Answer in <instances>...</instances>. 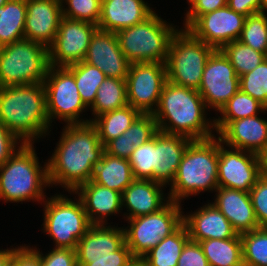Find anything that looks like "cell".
I'll use <instances>...</instances> for the list:
<instances>
[{
    "label": "cell",
    "mask_w": 267,
    "mask_h": 266,
    "mask_svg": "<svg viewBox=\"0 0 267 266\" xmlns=\"http://www.w3.org/2000/svg\"><path fill=\"white\" fill-rule=\"evenodd\" d=\"M145 0H102L98 29L117 33L144 21L155 10Z\"/></svg>",
    "instance_id": "obj_26"
},
{
    "label": "cell",
    "mask_w": 267,
    "mask_h": 266,
    "mask_svg": "<svg viewBox=\"0 0 267 266\" xmlns=\"http://www.w3.org/2000/svg\"><path fill=\"white\" fill-rule=\"evenodd\" d=\"M218 136L192 140L186 148L174 181L167 190L169 199L181 203L218 187Z\"/></svg>",
    "instance_id": "obj_5"
},
{
    "label": "cell",
    "mask_w": 267,
    "mask_h": 266,
    "mask_svg": "<svg viewBox=\"0 0 267 266\" xmlns=\"http://www.w3.org/2000/svg\"><path fill=\"white\" fill-rule=\"evenodd\" d=\"M40 252L41 266H78L76 250L71 248H51Z\"/></svg>",
    "instance_id": "obj_44"
},
{
    "label": "cell",
    "mask_w": 267,
    "mask_h": 266,
    "mask_svg": "<svg viewBox=\"0 0 267 266\" xmlns=\"http://www.w3.org/2000/svg\"><path fill=\"white\" fill-rule=\"evenodd\" d=\"M217 136L230 148L261 156L267 148V119L259 114L231 121Z\"/></svg>",
    "instance_id": "obj_22"
},
{
    "label": "cell",
    "mask_w": 267,
    "mask_h": 266,
    "mask_svg": "<svg viewBox=\"0 0 267 266\" xmlns=\"http://www.w3.org/2000/svg\"><path fill=\"white\" fill-rule=\"evenodd\" d=\"M98 26L62 17L53 43L48 47L49 65L66 67L82 62Z\"/></svg>",
    "instance_id": "obj_15"
},
{
    "label": "cell",
    "mask_w": 267,
    "mask_h": 266,
    "mask_svg": "<svg viewBox=\"0 0 267 266\" xmlns=\"http://www.w3.org/2000/svg\"><path fill=\"white\" fill-rule=\"evenodd\" d=\"M183 13L182 29H188L201 15L227 6V0H192Z\"/></svg>",
    "instance_id": "obj_43"
},
{
    "label": "cell",
    "mask_w": 267,
    "mask_h": 266,
    "mask_svg": "<svg viewBox=\"0 0 267 266\" xmlns=\"http://www.w3.org/2000/svg\"><path fill=\"white\" fill-rule=\"evenodd\" d=\"M239 88L267 108V58L255 69L239 77Z\"/></svg>",
    "instance_id": "obj_38"
},
{
    "label": "cell",
    "mask_w": 267,
    "mask_h": 266,
    "mask_svg": "<svg viewBox=\"0 0 267 266\" xmlns=\"http://www.w3.org/2000/svg\"><path fill=\"white\" fill-rule=\"evenodd\" d=\"M256 220L260 228H267V175L262 174L250 190Z\"/></svg>",
    "instance_id": "obj_42"
},
{
    "label": "cell",
    "mask_w": 267,
    "mask_h": 266,
    "mask_svg": "<svg viewBox=\"0 0 267 266\" xmlns=\"http://www.w3.org/2000/svg\"><path fill=\"white\" fill-rule=\"evenodd\" d=\"M179 29L154 11L144 21L122 29L116 35L120 49L130 63L165 64L171 40Z\"/></svg>",
    "instance_id": "obj_6"
},
{
    "label": "cell",
    "mask_w": 267,
    "mask_h": 266,
    "mask_svg": "<svg viewBox=\"0 0 267 266\" xmlns=\"http://www.w3.org/2000/svg\"><path fill=\"white\" fill-rule=\"evenodd\" d=\"M243 266H267V228L240 234Z\"/></svg>",
    "instance_id": "obj_36"
},
{
    "label": "cell",
    "mask_w": 267,
    "mask_h": 266,
    "mask_svg": "<svg viewBox=\"0 0 267 266\" xmlns=\"http://www.w3.org/2000/svg\"><path fill=\"white\" fill-rule=\"evenodd\" d=\"M167 187L153 180L135 179L121 194L123 218L132 219L155 213L169 201Z\"/></svg>",
    "instance_id": "obj_20"
},
{
    "label": "cell",
    "mask_w": 267,
    "mask_h": 266,
    "mask_svg": "<svg viewBox=\"0 0 267 266\" xmlns=\"http://www.w3.org/2000/svg\"><path fill=\"white\" fill-rule=\"evenodd\" d=\"M68 194L70 197L56 193L41 204L44 213L41 231L53 240L54 248L76 250L78 241L92 224L80 198L77 195L72 197L71 191Z\"/></svg>",
    "instance_id": "obj_7"
},
{
    "label": "cell",
    "mask_w": 267,
    "mask_h": 266,
    "mask_svg": "<svg viewBox=\"0 0 267 266\" xmlns=\"http://www.w3.org/2000/svg\"><path fill=\"white\" fill-rule=\"evenodd\" d=\"M158 132L157 122L153 114H140L127 129V136L134 147L148 142Z\"/></svg>",
    "instance_id": "obj_41"
},
{
    "label": "cell",
    "mask_w": 267,
    "mask_h": 266,
    "mask_svg": "<svg viewBox=\"0 0 267 266\" xmlns=\"http://www.w3.org/2000/svg\"><path fill=\"white\" fill-rule=\"evenodd\" d=\"M0 122L23 144L50 136L44 84L0 87Z\"/></svg>",
    "instance_id": "obj_3"
},
{
    "label": "cell",
    "mask_w": 267,
    "mask_h": 266,
    "mask_svg": "<svg viewBox=\"0 0 267 266\" xmlns=\"http://www.w3.org/2000/svg\"><path fill=\"white\" fill-rule=\"evenodd\" d=\"M227 6L246 17L260 12V0H227Z\"/></svg>",
    "instance_id": "obj_50"
},
{
    "label": "cell",
    "mask_w": 267,
    "mask_h": 266,
    "mask_svg": "<svg viewBox=\"0 0 267 266\" xmlns=\"http://www.w3.org/2000/svg\"><path fill=\"white\" fill-rule=\"evenodd\" d=\"M260 13L267 15V0H260Z\"/></svg>",
    "instance_id": "obj_54"
},
{
    "label": "cell",
    "mask_w": 267,
    "mask_h": 266,
    "mask_svg": "<svg viewBox=\"0 0 267 266\" xmlns=\"http://www.w3.org/2000/svg\"><path fill=\"white\" fill-rule=\"evenodd\" d=\"M134 149V144L128 139L127 130L123 133V135H120L118 138L109 141L104 146L105 153L114 157L125 159L130 157Z\"/></svg>",
    "instance_id": "obj_47"
},
{
    "label": "cell",
    "mask_w": 267,
    "mask_h": 266,
    "mask_svg": "<svg viewBox=\"0 0 267 266\" xmlns=\"http://www.w3.org/2000/svg\"><path fill=\"white\" fill-rule=\"evenodd\" d=\"M128 161L135 179L153 180L154 137L135 148Z\"/></svg>",
    "instance_id": "obj_40"
},
{
    "label": "cell",
    "mask_w": 267,
    "mask_h": 266,
    "mask_svg": "<svg viewBox=\"0 0 267 266\" xmlns=\"http://www.w3.org/2000/svg\"><path fill=\"white\" fill-rule=\"evenodd\" d=\"M16 245L12 259L15 266H41L40 249L36 245Z\"/></svg>",
    "instance_id": "obj_46"
},
{
    "label": "cell",
    "mask_w": 267,
    "mask_h": 266,
    "mask_svg": "<svg viewBox=\"0 0 267 266\" xmlns=\"http://www.w3.org/2000/svg\"><path fill=\"white\" fill-rule=\"evenodd\" d=\"M4 266H15L14 260L11 258V260L8 263H6Z\"/></svg>",
    "instance_id": "obj_55"
},
{
    "label": "cell",
    "mask_w": 267,
    "mask_h": 266,
    "mask_svg": "<svg viewBox=\"0 0 267 266\" xmlns=\"http://www.w3.org/2000/svg\"><path fill=\"white\" fill-rule=\"evenodd\" d=\"M263 173L267 175V148L261 155Z\"/></svg>",
    "instance_id": "obj_53"
},
{
    "label": "cell",
    "mask_w": 267,
    "mask_h": 266,
    "mask_svg": "<svg viewBox=\"0 0 267 266\" xmlns=\"http://www.w3.org/2000/svg\"><path fill=\"white\" fill-rule=\"evenodd\" d=\"M34 145H20L0 166V201L3 203L42 204L48 197L46 190L51 187L47 160L40 163Z\"/></svg>",
    "instance_id": "obj_4"
},
{
    "label": "cell",
    "mask_w": 267,
    "mask_h": 266,
    "mask_svg": "<svg viewBox=\"0 0 267 266\" xmlns=\"http://www.w3.org/2000/svg\"><path fill=\"white\" fill-rule=\"evenodd\" d=\"M84 62L100 69L106 77L126 79L130 62L120 49L114 32L97 29L91 37Z\"/></svg>",
    "instance_id": "obj_17"
},
{
    "label": "cell",
    "mask_w": 267,
    "mask_h": 266,
    "mask_svg": "<svg viewBox=\"0 0 267 266\" xmlns=\"http://www.w3.org/2000/svg\"><path fill=\"white\" fill-rule=\"evenodd\" d=\"M126 266H147L143 258L134 257Z\"/></svg>",
    "instance_id": "obj_52"
},
{
    "label": "cell",
    "mask_w": 267,
    "mask_h": 266,
    "mask_svg": "<svg viewBox=\"0 0 267 266\" xmlns=\"http://www.w3.org/2000/svg\"><path fill=\"white\" fill-rule=\"evenodd\" d=\"M12 247V248H11ZM7 248V249H6ZM5 249H0V266H4L6 263H8L11 258L12 254L16 248V246H10V248L6 247Z\"/></svg>",
    "instance_id": "obj_51"
},
{
    "label": "cell",
    "mask_w": 267,
    "mask_h": 266,
    "mask_svg": "<svg viewBox=\"0 0 267 266\" xmlns=\"http://www.w3.org/2000/svg\"><path fill=\"white\" fill-rule=\"evenodd\" d=\"M192 140L181 136L158 131L154 135L153 181L169 187L183 154Z\"/></svg>",
    "instance_id": "obj_25"
},
{
    "label": "cell",
    "mask_w": 267,
    "mask_h": 266,
    "mask_svg": "<svg viewBox=\"0 0 267 266\" xmlns=\"http://www.w3.org/2000/svg\"><path fill=\"white\" fill-rule=\"evenodd\" d=\"M43 84L51 127L53 122L56 123L55 119L64 122L62 124L65 125L89 122L83 114L88 112L89 108L81 100L75 77L66 67L50 66Z\"/></svg>",
    "instance_id": "obj_11"
},
{
    "label": "cell",
    "mask_w": 267,
    "mask_h": 266,
    "mask_svg": "<svg viewBox=\"0 0 267 266\" xmlns=\"http://www.w3.org/2000/svg\"><path fill=\"white\" fill-rule=\"evenodd\" d=\"M49 65L48 48L26 38L0 47V87L43 83Z\"/></svg>",
    "instance_id": "obj_8"
},
{
    "label": "cell",
    "mask_w": 267,
    "mask_h": 266,
    "mask_svg": "<svg viewBox=\"0 0 267 266\" xmlns=\"http://www.w3.org/2000/svg\"><path fill=\"white\" fill-rule=\"evenodd\" d=\"M220 50L229 59L239 77L252 71L266 59L264 53L254 50L239 40L225 44Z\"/></svg>",
    "instance_id": "obj_35"
},
{
    "label": "cell",
    "mask_w": 267,
    "mask_h": 266,
    "mask_svg": "<svg viewBox=\"0 0 267 266\" xmlns=\"http://www.w3.org/2000/svg\"><path fill=\"white\" fill-rule=\"evenodd\" d=\"M135 180L128 159L103 153L95 166L92 181L106 188L122 192Z\"/></svg>",
    "instance_id": "obj_27"
},
{
    "label": "cell",
    "mask_w": 267,
    "mask_h": 266,
    "mask_svg": "<svg viewBox=\"0 0 267 266\" xmlns=\"http://www.w3.org/2000/svg\"><path fill=\"white\" fill-rule=\"evenodd\" d=\"M177 266H209L199 242L191 239L186 242Z\"/></svg>",
    "instance_id": "obj_45"
},
{
    "label": "cell",
    "mask_w": 267,
    "mask_h": 266,
    "mask_svg": "<svg viewBox=\"0 0 267 266\" xmlns=\"http://www.w3.org/2000/svg\"><path fill=\"white\" fill-rule=\"evenodd\" d=\"M112 222L92 224L85 235L78 241L76 248L77 265L84 266L90 259L110 258L125 243L123 226L118 227Z\"/></svg>",
    "instance_id": "obj_19"
},
{
    "label": "cell",
    "mask_w": 267,
    "mask_h": 266,
    "mask_svg": "<svg viewBox=\"0 0 267 266\" xmlns=\"http://www.w3.org/2000/svg\"><path fill=\"white\" fill-rule=\"evenodd\" d=\"M214 194L211 203L227 218L237 234L260 228L249 192L218 186Z\"/></svg>",
    "instance_id": "obj_23"
},
{
    "label": "cell",
    "mask_w": 267,
    "mask_h": 266,
    "mask_svg": "<svg viewBox=\"0 0 267 266\" xmlns=\"http://www.w3.org/2000/svg\"><path fill=\"white\" fill-rule=\"evenodd\" d=\"M215 50L180 28L171 40L165 62L167 81L198 90L206 62Z\"/></svg>",
    "instance_id": "obj_9"
},
{
    "label": "cell",
    "mask_w": 267,
    "mask_h": 266,
    "mask_svg": "<svg viewBox=\"0 0 267 266\" xmlns=\"http://www.w3.org/2000/svg\"><path fill=\"white\" fill-rule=\"evenodd\" d=\"M267 108L240 89L226 102L214 117V126L218 135L231 121L253 117L261 113L266 115ZM261 112V113H260Z\"/></svg>",
    "instance_id": "obj_28"
},
{
    "label": "cell",
    "mask_w": 267,
    "mask_h": 266,
    "mask_svg": "<svg viewBox=\"0 0 267 266\" xmlns=\"http://www.w3.org/2000/svg\"><path fill=\"white\" fill-rule=\"evenodd\" d=\"M26 0H8L0 6V47L25 38Z\"/></svg>",
    "instance_id": "obj_33"
},
{
    "label": "cell",
    "mask_w": 267,
    "mask_h": 266,
    "mask_svg": "<svg viewBox=\"0 0 267 266\" xmlns=\"http://www.w3.org/2000/svg\"><path fill=\"white\" fill-rule=\"evenodd\" d=\"M202 204L194 212H183V224L194 241L230 239L237 235L231 223L211 202Z\"/></svg>",
    "instance_id": "obj_21"
},
{
    "label": "cell",
    "mask_w": 267,
    "mask_h": 266,
    "mask_svg": "<svg viewBox=\"0 0 267 266\" xmlns=\"http://www.w3.org/2000/svg\"><path fill=\"white\" fill-rule=\"evenodd\" d=\"M209 266H243L240 234L230 239L199 241Z\"/></svg>",
    "instance_id": "obj_31"
},
{
    "label": "cell",
    "mask_w": 267,
    "mask_h": 266,
    "mask_svg": "<svg viewBox=\"0 0 267 266\" xmlns=\"http://www.w3.org/2000/svg\"><path fill=\"white\" fill-rule=\"evenodd\" d=\"M12 133L0 122V166L22 145Z\"/></svg>",
    "instance_id": "obj_49"
},
{
    "label": "cell",
    "mask_w": 267,
    "mask_h": 266,
    "mask_svg": "<svg viewBox=\"0 0 267 266\" xmlns=\"http://www.w3.org/2000/svg\"><path fill=\"white\" fill-rule=\"evenodd\" d=\"M239 89V76L234 67L224 53L216 49L206 62L198 89L209 113L214 110L217 114Z\"/></svg>",
    "instance_id": "obj_14"
},
{
    "label": "cell",
    "mask_w": 267,
    "mask_h": 266,
    "mask_svg": "<svg viewBox=\"0 0 267 266\" xmlns=\"http://www.w3.org/2000/svg\"><path fill=\"white\" fill-rule=\"evenodd\" d=\"M125 81L128 105L141 114H153L167 81L166 66L159 62L131 63Z\"/></svg>",
    "instance_id": "obj_12"
},
{
    "label": "cell",
    "mask_w": 267,
    "mask_h": 266,
    "mask_svg": "<svg viewBox=\"0 0 267 266\" xmlns=\"http://www.w3.org/2000/svg\"><path fill=\"white\" fill-rule=\"evenodd\" d=\"M208 111L198 90L166 81L153 115L158 131L202 140L217 135L214 116L208 118Z\"/></svg>",
    "instance_id": "obj_2"
},
{
    "label": "cell",
    "mask_w": 267,
    "mask_h": 266,
    "mask_svg": "<svg viewBox=\"0 0 267 266\" xmlns=\"http://www.w3.org/2000/svg\"><path fill=\"white\" fill-rule=\"evenodd\" d=\"M8 0H0V6H3Z\"/></svg>",
    "instance_id": "obj_56"
},
{
    "label": "cell",
    "mask_w": 267,
    "mask_h": 266,
    "mask_svg": "<svg viewBox=\"0 0 267 266\" xmlns=\"http://www.w3.org/2000/svg\"><path fill=\"white\" fill-rule=\"evenodd\" d=\"M66 68L74 75L81 100L89 108L95 101L100 84L106 75L97 67L84 61L71 64Z\"/></svg>",
    "instance_id": "obj_34"
},
{
    "label": "cell",
    "mask_w": 267,
    "mask_h": 266,
    "mask_svg": "<svg viewBox=\"0 0 267 266\" xmlns=\"http://www.w3.org/2000/svg\"><path fill=\"white\" fill-rule=\"evenodd\" d=\"M141 113L131 105H126L96 117L91 123L95 126L101 144L118 138L132 125Z\"/></svg>",
    "instance_id": "obj_30"
},
{
    "label": "cell",
    "mask_w": 267,
    "mask_h": 266,
    "mask_svg": "<svg viewBox=\"0 0 267 266\" xmlns=\"http://www.w3.org/2000/svg\"><path fill=\"white\" fill-rule=\"evenodd\" d=\"M246 16L228 6L201 15L187 30L198 40L221 49L239 40Z\"/></svg>",
    "instance_id": "obj_16"
},
{
    "label": "cell",
    "mask_w": 267,
    "mask_h": 266,
    "mask_svg": "<svg viewBox=\"0 0 267 266\" xmlns=\"http://www.w3.org/2000/svg\"><path fill=\"white\" fill-rule=\"evenodd\" d=\"M133 258L125 243L119 250L113 252L110 258L90 259V263L84 266H126Z\"/></svg>",
    "instance_id": "obj_48"
},
{
    "label": "cell",
    "mask_w": 267,
    "mask_h": 266,
    "mask_svg": "<svg viewBox=\"0 0 267 266\" xmlns=\"http://www.w3.org/2000/svg\"><path fill=\"white\" fill-rule=\"evenodd\" d=\"M239 41L267 55V15L259 12L247 16Z\"/></svg>",
    "instance_id": "obj_37"
},
{
    "label": "cell",
    "mask_w": 267,
    "mask_h": 266,
    "mask_svg": "<svg viewBox=\"0 0 267 266\" xmlns=\"http://www.w3.org/2000/svg\"><path fill=\"white\" fill-rule=\"evenodd\" d=\"M104 152V145L91 122L64 125L52 155L46 159L50 187L74 192L92 180L95 166Z\"/></svg>",
    "instance_id": "obj_1"
},
{
    "label": "cell",
    "mask_w": 267,
    "mask_h": 266,
    "mask_svg": "<svg viewBox=\"0 0 267 266\" xmlns=\"http://www.w3.org/2000/svg\"><path fill=\"white\" fill-rule=\"evenodd\" d=\"M62 17L61 0H26L24 37L48 48Z\"/></svg>",
    "instance_id": "obj_18"
},
{
    "label": "cell",
    "mask_w": 267,
    "mask_h": 266,
    "mask_svg": "<svg viewBox=\"0 0 267 266\" xmlns=\"http://www.w3.org/2000/svg\"><path fill=\"white\" fill-rule=\"evenodd\" d=\"M128 105L125 79L106 77L100 84L94 103L89 107L92 122L96 117Z\"/></svg>",
    "instance_id": "obj_32"
},
{
    "label": "cell",
    "mask_w": 267,
    "mask_h": 266,
    "mask_svg": "<svg viewBox=\"0 0 267 266\" xmlns=\"http://www.w3.org/2000/svg\"><path fill=\"white\" fill-rule=\"evenodd\" d=\"M182 205L170 200L155 213L124 220L128 223L123 225L126 245L134 257L142 258L183 224Z\"/></svg>",
    "instance_id": "obj_10"
},
{
    "label": "cell",
    "mask_w": 267,
    "mask_h": 266,
    "mask_svg": "<svg viewBox=\"0 0 267 266\" xmlns=\"http://www.w3.org/2000/svg\"><path fill=\"white\" fill-rule=\"evenodd\" d=\"M190 239L186 226L182 224L174 233L163 238L142 258L147 266H177L186 242Z\"/></svg>",
    "instance_id": "obj_29"
},
{
    "label": "cell",
    "mask_w": 267,
    "mask_h": 266,
    "mask_svg": "<svg viewBox=\"0 0 267 266\" xmlns=\"http://www.w3.org/2000/svg\"><path fill=\"white\" fill-rule=\"evenodd\" d=\"M218 158L219 187L250 192L263 174L260 155L230 148L224 145L219 137Z\"/></svg>",
    "instance_id": "obj_13"
},
{
    "label": "cell",
    "mask_w": 267,
    "mask_h": 266,
    "mask_svg": "<svg viewBox=\"0 0 267 266\" xmlns=\"http://www.w3.org/2000/svg\"><path fill=\"white\" fill-rule=\"evenodd\" d=\"M73 195H77L82 201L91 224L108 225L111 216L119 213L123 216L121 193L92 180L80 185L72 192Z\"/></svg>",
    "instance_id": "obj_24"
},
{
    "label": "cell",
    "mask_w": 267,
    "mask_h": 266,
    "mask_svg": "<svg viewBox=\"0 0 267 266\" xmlns=\"http://www.w3.org/2000/svg\"><path fill=\"white\" fill-rule=\"evenodd\" d=\"M101 3L102 0H61L62 15L69 19L98 25Z\"/></svg>",
    "instance_id": "obj_39"
}]
</instances>
